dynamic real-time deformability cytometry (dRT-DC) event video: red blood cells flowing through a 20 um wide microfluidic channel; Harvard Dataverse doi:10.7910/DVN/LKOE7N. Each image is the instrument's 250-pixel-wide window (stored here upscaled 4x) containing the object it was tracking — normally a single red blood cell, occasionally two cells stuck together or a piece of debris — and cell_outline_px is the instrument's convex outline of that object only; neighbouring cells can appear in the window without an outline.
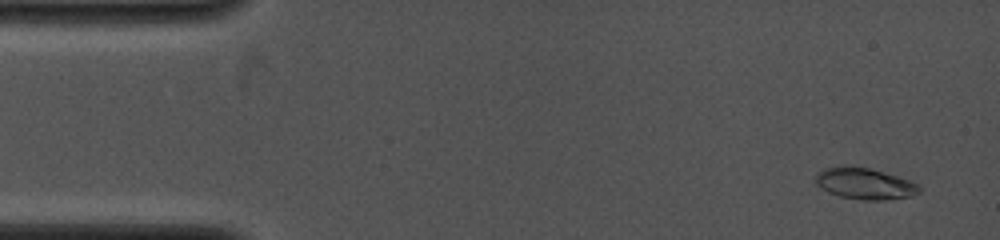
{"species": "common noctule bat (a hibernating species)", "species_latin": "Nyctalus noctula", "temperature_condition": "cold", "stored_images_in_passage": 72, "camera_frame_rate_fps": 4000, "um_per_image_px": 0.085, "animal": {"sex": "female", "body_mass_g": 19.0, "forearm_length_mm": 53.3}, "frame": {"image": 1, "passage_image": 2, "time_ms": 0.5, "image_size_px": [1000, 240], "cell_outline_px": [[920, 192], [912, 196], [884, 200], [860, 200], [840, 196], [828, 192], [816, 184], [816, 172], [824, 168], [868, 168], [896, 176], [908, 180], [916, 184], [920, 188]], "centroid_in_image_um": [73.51, 15.65], "position_along_channel_um": 11.5, "area_um2": 18.32}}
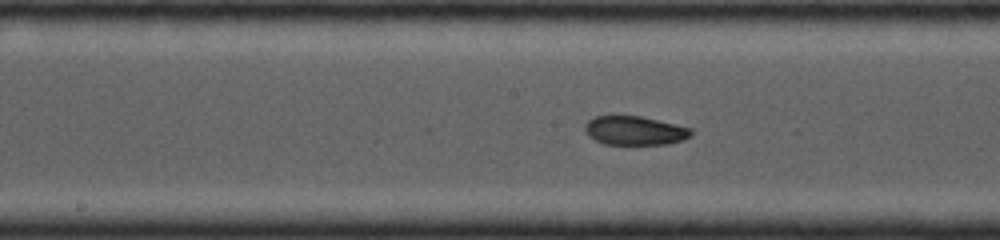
{"frame": {"image": 2, "passage_image": 37, "time_ms": 7.25, "image_size_px": [1000, 240], "cell_outline_px": [[692, 136], [684, 140], [668, 144], [604, 144], [588, 136], [584, 128], [584, 124], [588, 120], [596, 116], [640, 116], [692, 128]], "centroid_in_image_um": [53.96, 11.1], "position_along_channel_um": 194.2, "area_um2": 17.92}}
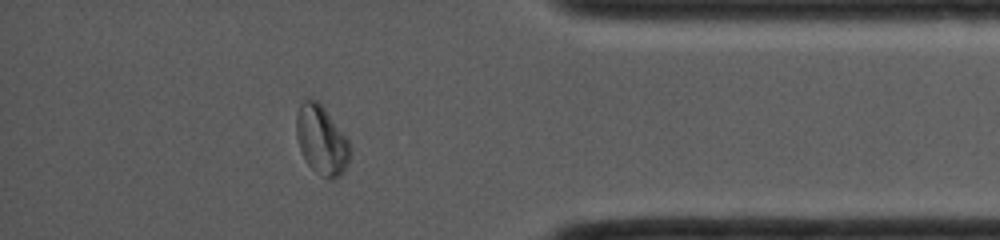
{"frame": {"image": 3, "passage_image": 64, "time_ms": 12.5, "image_size_px": [1000, 240], "cell_outline_px": [[352, 152], [344, 172], [340, 176], [332, 180], [328, 180], [320, 176], [308, 164], [300, 148], [296, 136], [296, 116], [300, 104], [304, 100], [316, 100], [324, 108], [348, 140], [352, 148]], "centroid_in_image_um": [27.35, 11.96], "position_along_channel_um": 407.8, "area_um2": 21.56}}